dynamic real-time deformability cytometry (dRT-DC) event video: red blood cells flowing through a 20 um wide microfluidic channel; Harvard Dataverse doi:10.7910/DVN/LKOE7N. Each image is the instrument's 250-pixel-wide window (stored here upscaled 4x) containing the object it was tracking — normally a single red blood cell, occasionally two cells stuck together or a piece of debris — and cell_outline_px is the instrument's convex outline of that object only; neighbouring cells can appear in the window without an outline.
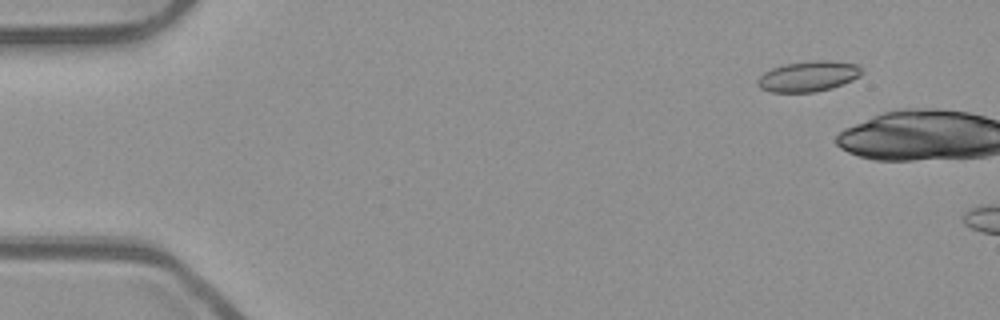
{"species": "common noctule bat (a hibernating species)", "species_latin": "Nyctalus noctula", "temperature_condition": "room temperature", "stored_images_in_passage": 4, "camera_frame_rate_fps": 3000, "um_per_image_px": 0.085, "animal": {"sex": "male", "body_mass_g": 23.1, "forearm_length_mm": 52.7}, "frame": {"image": 1, "passage_image": 1, "time_ms": 0.0, "image_size_px": [1000, 320], "cell_outline_px": [[864, 72], [860, 76], [852, 80], [832, 88], [812, 92], [772, 92], [760, 88], [756, 84], [756, 80], [764, 72], [772, 68], [784, 64], [808, 60], [828, 60], [856, 64]], "centroid_in_image_um": [68.69, 6.48], "position_along_channel_um": 16.3, "area_um2": 18.61}}